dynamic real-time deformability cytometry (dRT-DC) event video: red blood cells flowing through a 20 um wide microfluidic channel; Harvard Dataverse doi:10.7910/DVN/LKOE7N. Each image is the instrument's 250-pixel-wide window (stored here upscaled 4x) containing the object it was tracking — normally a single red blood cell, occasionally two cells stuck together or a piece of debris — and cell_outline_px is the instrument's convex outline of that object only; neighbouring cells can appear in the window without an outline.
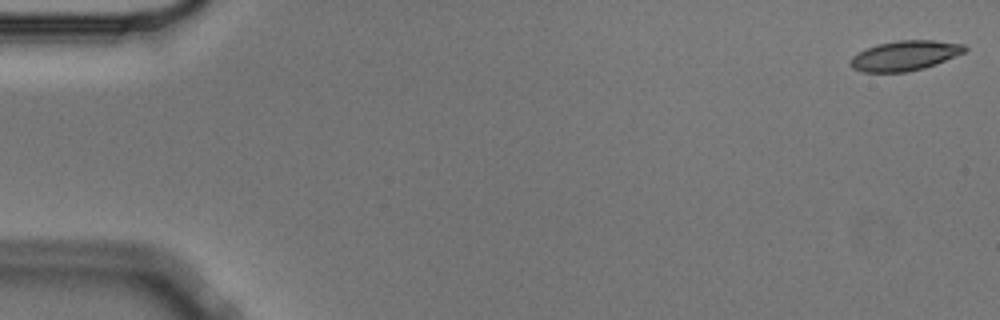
{"species": "Egyptian fruit bat (a non-hibernating species)", "species_latin": "Rousettus aegyptiacus", "temperature_condition": "cold", "stored_images_in_passage": 56, "camera_frame_rate_fps": 3000, "um_per_image_px": 0.085, "animal": {"sex": "male"}, "frame": {"image": 1, "passage_image": 1, "time_ms": 0.0, "image_size_px": [1000, 320], "cell_outline_px": [[968, 48], [964, 52], [936, 64], [924, 68], [908, 72], [864, 72], [852, 68], [848, 64], [852, 56], [876, 44], [896, 40], [932, 40], [964, 44]], "centroid_in_image_um": [76.9, 4.73], "position_along_channel_um": 8.1, "area_um2": 19.94}}
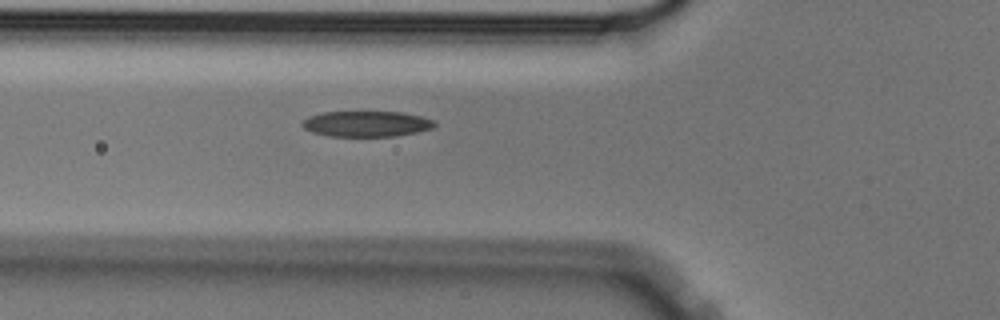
{"frame": {"image": 2, "passage_image": 20, "time_ms": 6.333, "image_size_px": [1000, 320], "cell_outline_px": [[436, 124], [432, 128], [416, 132], [396, 136], [328, 136], [312, 132], [304, 128], [300, 124], [308, 116], [320, 112], [404, 112], [420, 116], [432, 120]], "centroid_in_image_um": [31.11, 10.52], "position_along_channel_um": 94.7, "area_um2": 19.77}}
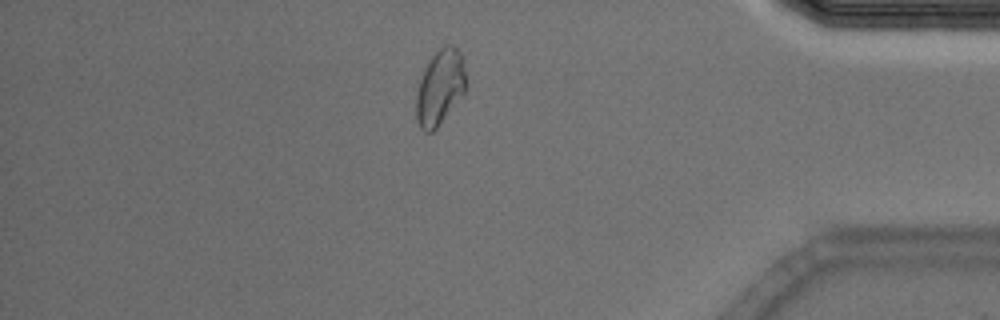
{"frame": {"image": 3, "passage_image": 48, "time_ms": 15.667, "image_size_px": [1000, 320], "cell_outline_px": [[464, 92], [436, 128], [432, 132], [424, 132], [420, 128], [416, 120], [416, 96], [420, 80], [432, 56], [444, 44], [452, 44], [460, 52], [464, 72]], "centroid_in_image_um": [37.36, 7.44], "position_along_channel_um": 397.8, "area_um2": 21.1}, "authors_computed_cell_mechanics": {"area_um2": 20.5768, "velocity_mm_per_s": 3.5757, "shape_relaxation_time_tau1_ms": 5.9969, "shape_relaxation_time_tau2_ms": 8.5331, "deformation_change_tau1": 0.1399, "deformation_change_tau2": 0.1382}}